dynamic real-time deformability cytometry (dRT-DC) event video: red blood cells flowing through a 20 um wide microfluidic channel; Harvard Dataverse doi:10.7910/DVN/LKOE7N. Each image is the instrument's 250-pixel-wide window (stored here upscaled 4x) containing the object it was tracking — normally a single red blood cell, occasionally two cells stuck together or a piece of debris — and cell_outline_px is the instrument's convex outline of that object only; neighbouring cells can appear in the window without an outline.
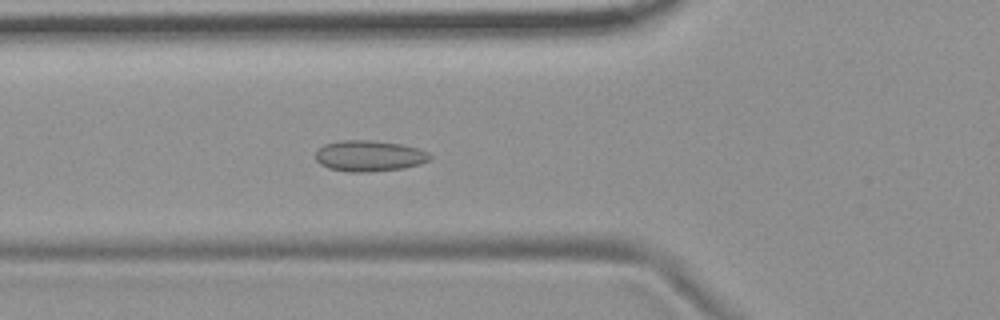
{"species": "common noctule bat (a hibernating species)", "species_latin": "Nyctalus noctula", "temperature_condition": "room temperature", "stored_images_in_passage": 55, "camera_frame_rate_fps": 3000, "um_per_image_px": 0.085, "animal": {"sex": "female", "body_mass_g": 19.9}, "frame": {"image": 1, "passage_image": 19, "time_ms": 6.0, "image_size_px": [1000, 320], "cell_outline_px": [[432, 156], [428, 160], [420, 164], [404, 168], [368, 172], [348, 172], [328, 168], [320, 164], [316, 160], [316, 152], [324, 144], [340, 140], [372, 140], [400, 144], [416, 148], [428, 152]], "centroid_in_image_um": [31.37, 13.25], "position_along_channel_um": 94.4, "area_um2": 20.63}}
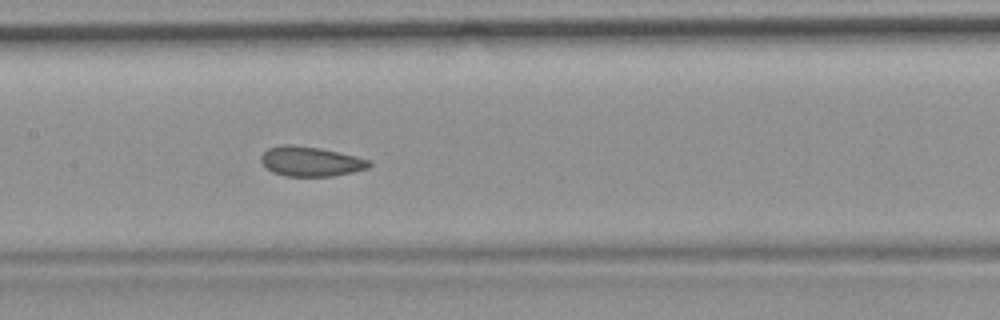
{"frame": {"image": 2, "passage_image": 26, "time_ms": 8.333, "image_size_px": [1000, 320], "cell_outline_px": [[372, 164], [368, 168], [352, 172], [332, 176], [284, 176], [272, 172], [260, 160], [260, 156], [268, 148], [284, 144], [288, 144], [320, 148], [356, 156], [372, 160]], "centroid_in_image_um": [26.42, 13.72], "position_along_channel_um": 181.0, "area_um2": 18.73}}
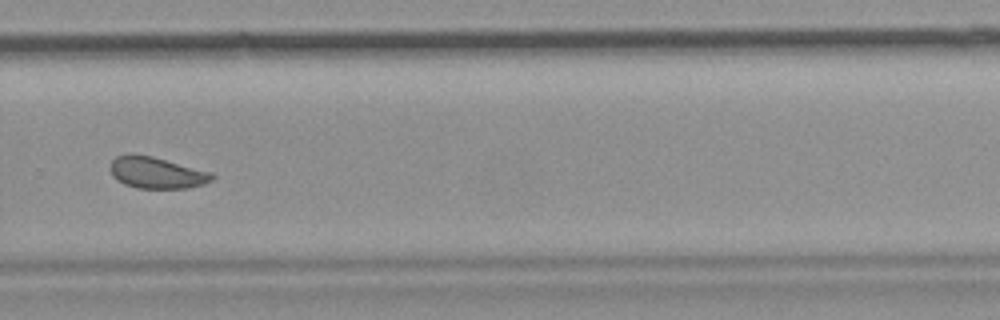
{"frame": {"image": 3, "passage_image": 37, "time_ms": 12.0, "image_size_px": [1000, 320], "cell_outline_px": [[216, 176], [212, 180], [204, 184], [188, 188], [136, 188], [124, 184], [112, 176], [108, 168], [112, 160], [116, 156], [128, 152], [132, 152], [152, 156], [212, 172]], "centroid_in_image_um": [13.27, 14.66], "position_along_channel_um": 316.5, "area_um2": 19.07}, "authors_computed_cell_mechanics": {"area_um2": 19.3052, "velocity_mm_per_s": 3.7047, "shape_relaxation_time_tau1_ms": null, "shape_relaxation_time_tau2_ms": 1.7909, "deformation_change_tau1": null, "deformation_change_tau2": 0.0556}}